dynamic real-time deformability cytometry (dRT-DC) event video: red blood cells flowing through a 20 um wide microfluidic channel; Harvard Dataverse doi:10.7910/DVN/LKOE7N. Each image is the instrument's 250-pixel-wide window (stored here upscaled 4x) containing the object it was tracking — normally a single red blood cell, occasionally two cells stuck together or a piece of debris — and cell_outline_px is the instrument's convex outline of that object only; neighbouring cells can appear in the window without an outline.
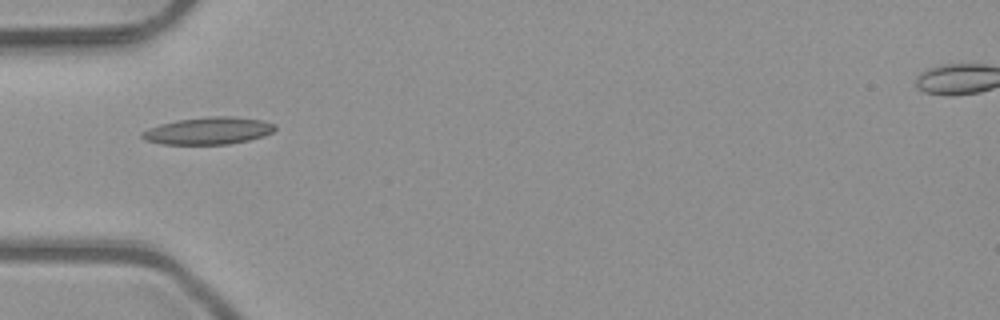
{"species": "common noctule bat (a hibernating species)", "species_latin": "Nyctalus noctula", "temperature_condition": "room temperature", "stored_images_in_passage": 5, "camera_frame_rate_fps": 3000, "um_per_image_px": 0.085, "animal": {"sex": "male", "body_mass_g": 23.1, "forearm_length_mm": 52.7}, "frame": {"image": 1, "passage_image": 4, "time_ms": 1.0, "image_size_px": [1000, 320], "cell_outline_px": [[276, 128], [272, 132], [264, 136], [248, 140], [228, 144], [164, 144], [144, 140], [140, 136], [140, 132], [148, 128], [160, 124], [176, 120], [212, 116], [236, 116], [260, 120], [276, 124]], "centroid_in_image_um": [17.69, 11.11], "position_along_channel_um": 67.3, "area_um2": 21.15}}
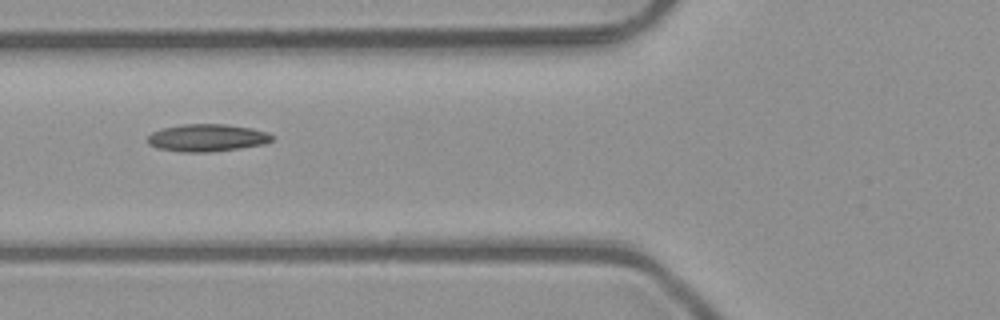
{"frame": {"image": 2, "passage_image": 5, "time_ms": 1.333, "image_size_px": [1000, 320], "cell_outline_px": [[272, 140], [264, 144], [240, 148], [212, 152], [184, 152], [156, 148], [148, 144], [148, 136], [152, 132], [160, 128], [180, 124], [228, 124], [252, 128], [268, 132], [272, 136]], "centroid_in_image_um": [17.58, 11.7], "position_along_channel_um": 108.2, "area_um2": 20.06}}